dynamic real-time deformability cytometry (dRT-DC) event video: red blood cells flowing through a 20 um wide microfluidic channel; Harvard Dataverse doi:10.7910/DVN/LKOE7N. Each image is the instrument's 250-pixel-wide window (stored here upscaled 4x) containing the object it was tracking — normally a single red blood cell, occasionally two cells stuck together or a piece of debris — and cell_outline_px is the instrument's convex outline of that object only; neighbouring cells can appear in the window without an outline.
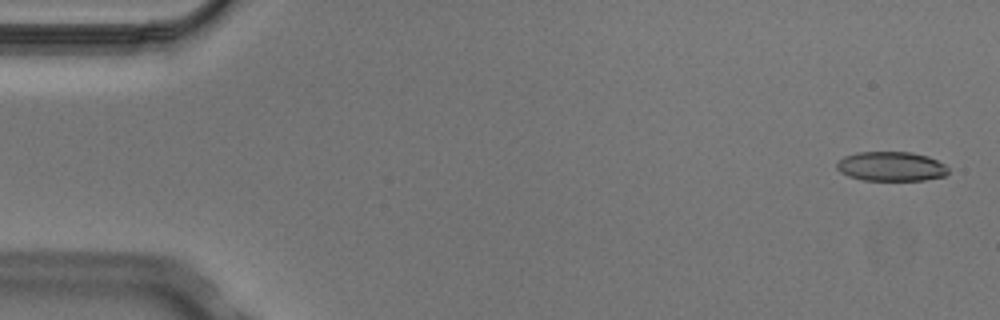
{"species": "Egyptian fruit bat (a non-hibernating species)", "species_latin": "Rousettus aegyptiacus", "temperature_condition": "cold", "stored_images_in_passage": 6, "camera_frame_rate_fps": 3000, "um_per_image_px": 0.085, "animal": {"sex": "male"}, "frame": {"image": 1, "passage_image": 1, "time_ms": 0.0, "image_size_px": [1000, 320], "cell_outline_px": [[948, 172], [944, 176], [924, 180], [864, 180], [848, 176], [840, 172], [836, 168], [836, 164], [844, 156], [856, 152], [912, 152], [928, 156], [944, 164], [948, 168]], "centroid_in_image_um": [75.73, 14.14], "position_along_channel_um": 9.3, "area_um2": 19.13}}
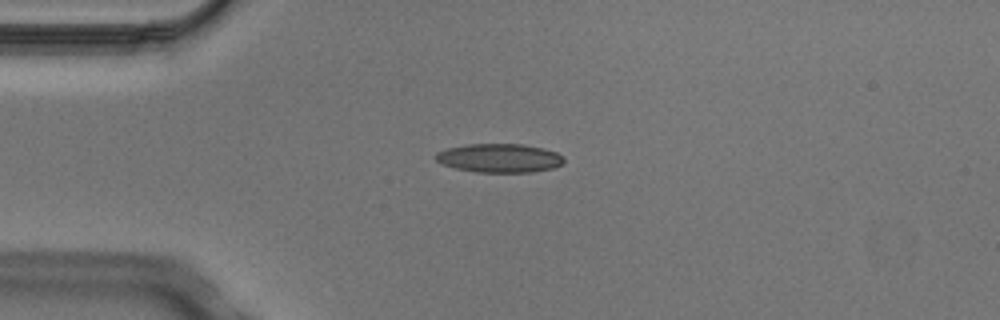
{"frame": {"image": 2, "passage_image": 4, "time_ms": 1.0, "image_size_px": [1000, 320], "cell_outline_px": [[564, 160], [560, 164], [552, 168], [532, 172], [476, 172], [456, 168], [444, 164], [436, 160], [432, 156], [436, 152], [448, 148], [464, 144], [524, 144], [544, 148], [556, 152], [564, 156]], "centroid_in_image_um": [42.43, 13.42], "position_along_channel_um": 42.6, "area_um2": 21.56}}
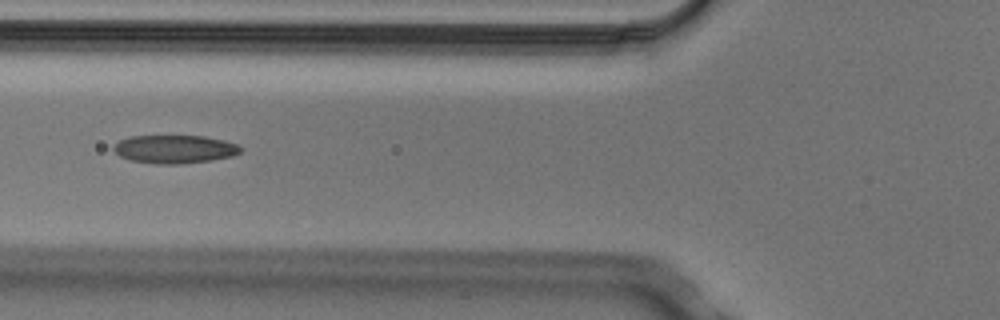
{"frame": {"image": 3, "passage_image": 6, "time_ms": 1.667, "image_size_px": [1000, 320], "cell_outline_px": [[240, 152], [232, 156], [212, 160], [180, 164], [156, 164], [128, 160], [120, 156], [112, 148], [120, 140], [128, 136], [204, 136], [224, 140], [236, 144], [240, 148]], "centroid_in_image_um": [14.81, 12.68], "position_along_channel_um": 111.0, "area_um2": 20.87}}